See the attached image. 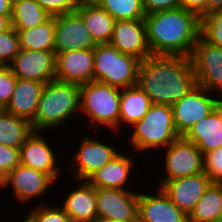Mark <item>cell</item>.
Instances as JSON below:
<instances>
[{
	"label": "cell",
	"mask_w": 222,
	"mask_h": 222,
	"mask_svg": "<svg viewBox=\"0 0 222 222\" xmlns=\"http://www.w3.org/2000/svg\"><path fill=\"white\" fill-rule=\"evenodd\" d=\"M138 86L152 104L172 106L197 85L188 56L151 55L140 62Z\"/></svg>",
	"instance_id": "1"
},
{
	"label": "cell",
	"mask_w": 222,
	"mask_h": 222,
	"mask_svg": "<svg viewBox=\"0 0 222 222\" xmlns=\"http://www.w3.org/2000/svg\"><path fill=\"white\" fill-rule=\"evenodd\" d=\"M147 41L152 55L188 56L200 36V18L183 8L146 14Z\"/></svg>",
	"instance_id": "2"
},
{
	"label": "cell",
	"mask_w": 222,
	"mask_h": 222,
	"mask_svg": "<svg viewBox=\"0 0 222 222\" xmlns=\"http://www.w3.org/2000/svg\"><path fill=\"white\" fill-rule=\"evenodd\" d=\"M79 113V85L54 79L43 88L31 126L33 131L60 130L71 118L77 120L74 117L75 114L78 117Z\"/></svg>",
	"instance_id": "3"
},
{
	"label": "cell",
	"mask_w": 222,
	"mask_h": 222,
	"mask_svg": "<svg viewBox=\"0 0 222 222\" xmlns=\"http://www.w3.org/2000/svg\"><path fill=\"white\" fill-rule=\"evenodd\" d=\"M131 131L127 141L134 154L136 151L150 153L154 149L162 151L180 137L174 124L172 108L168 105L152 104L143 118L131 127Z\"/></svg>",
	"instance_id": "4"
},
{
	"label": "cell",
	"mask_w": 222,
	"mask_h": 222,
	"mask_svg": "<svg viewBox=\"0 0 222 222\" xmlns=\"http://www.w3.org/2000/svg\"><path fill=\"white\" fill-rule=\"evenodd\" d=\"M80 115L89 118L91 128L95 130L107 127L116 133L119 131L121 89L98 81L79 86ZM82 113V114H81ZM93 125V126H92ZM118 130V131H117Z\"/></svg>",
	"instance_id": "5"
},
{
	"label": "cell",
	"mask_w": 222,
	"mask_h": 222,
	"mask_svg": "<svg viewBox=\"0 0 222 222\" xmlns=\"http://www.w3.org/2000/svg\"><path fill=\"white\" fill-rule=\"evenodd\" d=\"M141 60L121 53L109 43L94 47V77L98 81L120 89L134 86L138 82Z\"/></svg>",
	"instance_id": "6"
},
{
	"label": "cell",
	"mask_w": 222,
	"mask_h": 222,
	"mask_svg": "<svg viewBox=\"0 0 222 222\" xmlns=\"http://www.w3.org/2000/svg\"><path fill=\"white\" fill-rule=\"evenodd\" d=\"M163 166L164 176L159 179L158 187H161L166 181L192 176L204 172L203 168V153L200 149L190 141H187L183 136L175 139L167 147H165ZM161 180V181H160Z\"/></svg>",
	"instance_id": "7"
},
{
	"label": "cell",
	"mask_w": 222,
	"mask_h": 222,
	"mask_svg": "<svg viewBox=\"0 0 222 222\" xmlns=\"http://www.w3.org/2000/svg\"><path fill=\"white\" fill-rule=\"evenodd\" d=\"M91 136V137H90ZM81 140V141H80ZM79 140L78 150L74 151L72 161L68 166L73 171L74 180H88V178L105 164L113 160L120 152L110 142L100 141L92 135H83Z\"/></svg>",
	"instance_id": "8"
},
{
	"label": "cell",
	"mask_w": 222,
	"mask_h": 222,
	"mask_svg": "<svg viewBox=\"0 0 222 222\" xmlns=\"http://www.w3.org/2000/svg\"><path fill=\"white\" fill-rule=\"evenodd\" d=\"M217 105L215 92L199 85L193 87L171 106L174 124L179 136H184L196 122L207 117Z\"/></svg>",
	"instance_id": "9"
},
{
	"label": "cell",
	"mask_w": 222,
	"mask_h": 222,
	"mask_svg": "<svg viewBox=\"0 0 222 222\" xmlns=\"http://www.w3.org/2000/svg\"><path fill=\"white\" fill-rule=\"evenodd\" d=\"M55 184L48 174L20 164L0 181V189L11 188L13 199L25 204L38 197L42 198Z\"/></svg>",
	"instance_id": "10"
},
{
	"label": "cell",
	"mask_w": 222,
	"mask_h": 222,
	"mask_svg": "<svg viewBox=\"0 0 222 222\" xmlns=\"http://www.w3.org/2000/svg\"><path fill=\"white\" fill-rule=\"evenodd\" d=\"M190 59L197 85L217 93L222 87V48L199 36Z\"/></svg>",
	"instance_id": "11"
},
{
	"label": "cell",
	"mask_w": 222,
	"mask_h": 222,
	"mask_svg": "<svg viewBox=\"0 0 222 222\" xmlns=\"http://www.w3.org/2000/svg\"><path fill=\"white\" fill-rule=\"evenodd\" d=\"M139 192L113 188H96L98 218L115 222H138Z\"/></svg>",
	"instance_id": "12"
},
{
	"label": "cell",
	"mask_w": 222,
	"mask_h": 222,
	"mask_svg": "<svg viewBox=\"0 0 222 222\" xmlns=\"http://www.w3.org/2000/svg\"><path fill=\"white\" fill-rule=\"evenodd\" d=\"M45 132L33 131L21 146V165L48 174L55 182L60 178V161L56 157L57 151L52 147L44 135ZM56 151V152H55ZM61 172V173H60Z\"/></svg>",
	"instance_id": "13"
},
{
	"label": "cell",
	"mask_w": 222,
	"mask_h": 222,
	"mask_svg": "<svg viewBox=\"0 0 222 222\" xmlns=\"http://www.w3.org/2000/svg\"><path fill=\"white\" fill-rule=\"evenodd\" d=\"M9 66L17 79L46 84L55 79L56 53L21 48Z\"/></svg>",
	"instance_id": "14"
},
{
	"label": "cell",
	"mask_w": 222,
	"mask_h": 222,
	"mask_svg": "<svg viewBox=\"0 0 222 222\" xmlns=\"http://www.w3.org/2000/svg\"><path fill=\"white\" fill-rule=\"evenodd\" d=\"M94 48L56 54L55 80L83 85L93 81Z\"/></svg>",
	"instance_id": "15"
},
{
	"label": "cell",
	"mask_w": 222,
	"mask_h": 222,
	"mask_svg": "<svg viewBox=\"0 0 222 222\" xmlns=\"http://www.w3.org/2000/svg\"><path fill=\"white\" fill-rule=\"evenodd\" d=\"M96 45L82 17L76 11L55 17L54 52L56 54L94 48Z\"/></svg>",
	"instance_id": "16"
},
{
	"label": "cell",
	"mask_w": 222,
	"mask_h": 222,
	"mask_svg": "<svg viewBox=\"0 0 222 222\" xmlns=\"http://www.w3.org/2000/svg\"><path fill=\"white\" fill-rule=\"evenodd\" d=\"M109 44L121 53L132 55L141 61L152 55L144 19L115 21Z\"/></svg>",
	"instance_id": "17"
},
{
	"label": "cell",
	"mask_w": 222,
	"mask_h": 222,
	"mask_svg": "<svg viewBox=\"0 0 222 222\" xmlns=\"http://www.w3.org/2000/svg\"><path fill=\"white\" fill-rule=\"evenodd\" d=\"M155 191L153 194L139 193L138 222H188V215L170 200L161 187Z\"/></svg>",
	"instance_id": "18"
},
{
	"label": "cell",
	"mask_w": 222,
	"mask_h": 222,
	"mask_svg": "<svg viewBox=\"0 0 222 222\" xmlns=\"http://www.w3.org/2000/svg\"><path fill=\"white\" fill-rule=\"evenodd\" d=\"M212 183L209 177L201 172L168 180L161 186V189L180 210L189 215Z\"/></svg>",
	"instance_id": "19"
},
{
	"label": "cell",
	"mask_w": 222,
	"mask_h": 222,
	"mask_svg": "<svg viewBox=\"0 0 222 222\" xmlns=\"http://www.w3.org/2000/svg\"><path fill=\"white\" fill-rule=\"evenodd\" d=\"M132 153L120 152L113 160L105 164L101 169L94 172L88 182L95 188H113L131 190L128 187L133 173V167L137 168ZM134 160V161H133Z\"/></svg>",
	"instance_id": "20"
},
{
	"label": "cell",
	"mask_w": 222,
	"mask_h": 222,
	"mask_svg": "<svg viewBox=\"0 0 222 222\" xmlns=\"http://www.w3.org/2000/svg\"><path fill=\"white\" fill-rule=\"evenodd\" d=\"M76 182L77 188L69 190L60 206L75 222H95L98 218L96 188L87 180Z\"/></svg>",
	"instance_id": "21"
},
{
	"label": "cell",
	"mask_w": 222,
	"mask_h": 222,
	"mask_svg": "<svg viewBox=\"0 0 222 222\" xmlns=\"http://www.w3.org/2000/svg\"><path fill=\"white\" fill-rule=\"evenodd\" d=\"M183 137L193 142L203 154L222 147V106L217 105L207 117L196 122Z\"/></svg>",
	"instance_id": "22"
},
{
	"label": "cell",
	"mask_w": 222,
	"mask_h": 222,
	"mask_svg": "<svg viewBox=\"0 0 222 222\" xmlns=\"http://www.w3.org/2000/svg\"><path fill=\"white\" fill-rule=\"evenodd\" d=\"M44 86L45 83L42 82L17 79L11 101L5 110L9 114L22 117L31 123L34 120Z\"/></svg>",
	"instance_id": "23"
},
{
	"label": "cell",
	"mask_w": 222,
	"mask_h": 222,
	"mask_svg": "<svg viewBox=\"0 0 222 222\" xmlns=\"http://www.w3.org/2000/svg\"><path fill=\"white\" fill-rule=\"evenodd\" d=\"M75 11L82 17L96 44L109 43L115 20L108 12L93 0H82Z\"/></svg>",
	"instance_id": "24"
},
{
	"label": "cell",
	"mask_w": 222,
	"mask_h": 222,
	"mask_svg": "<svg viewBox=\"0 0 222 222\" xmlns=\"http://www.w3.org/2000/svg\"><path fill=\"white\" fill-rule=\"evenodd\" d=\"M151 105L150 98L138 84L121 89L119 131H122V126L128 129L140 121Z\"/></svg>",
	"instance_id": "25"
},
{
	"label": "cell",
	"mask_w": 222,
	"mask_h": 222,
	"mask_svg": "<svg viewBox=\"0 0 222 222\" xmlns=\"http://www.w3.org/2000/svg\"><path fill=\"white\" fill-rule=\"evenodd\" d=\"M32 132L28 120L0 109V144L20 149Z\"/></svg>",
	"instance_id": "26"
},
{
	"label": "cell",
	"mask_w": 222,
	"mask_h": 222,
	"mask_svg": "<svg viewBox=\"0 0 222 222\" xmlns=\"http://www.w3.org/2000/svg\"><path fill=\"white\" fill-rule=\"evenodd\" d=\"M20 48L37 51H54L55 17L27 30H16Z\"/></svg>",
	"instance_id": "27"
},
{
	"label": "cell",
	"mask_w": 222,
	"mask_h": 222,
	"mask_svg": "<svg viewBox=\"0 0 222 222\" xmlns=\"http://www.w3.org/2000/svg\"><path fill=\"white\" fill-rule=\"evenodd\" d=\"M221 209L222 183H212L188 215V222H217Z\"/></svg>",
	"instance_id": "28"
},
{
	"label": "cell",
	"mask_w": 222,
	"mask_h": 222,
	"mask_svg": "<svg viewBox=\"0 0 222 222\" xmlns=\"http://www.w3.org/2000/svg\"><path fill=\"white\" fill-rule=\"evenodd\" d=\"M50 17L36 0H13L11 22L15 30L33 28Z\"/></svg>",
	"instance_id": "29"
},
{
	"label": "cell",
	"mask_w": 222,
	"mask_h": 222,
	"mask_svg": "<svg viewBox=\"0 0 222 222\" xmlns=\"http://www.w3.org/2000/svg\"><path fill=\"white\" fill-rule=\"evenodd\" d=\"M115 21L142 20L146 16L143 0H93Z\"/></svg>",
	"instance_id": "30"
},
{
	"label": "cell",
	"mask_w": 222,
	"mask_h": 222,
	"mask_svg": "<svg viewBox=\"0 0 222 222\" xmlns=\"http://www.w3.org/2000/svg\"><path fill=\"white\" fill-rule=\"evenodd\" d=\"M200 36L211 45L222 48V10L212 11L200 19Z\"/></svg>",
	"instance_id": "31"
},
{
	"label": "cell",
	"mask_w": 222,
	"mask_h": 222,
	"mask_svg": "<svg viewBox=\"0 0 222 222\" xmlns=\"http://www.w3.org/2000/svg\"><path fill=\"white\" fill-rule=\"evenodd\" d=\"M42 203L31 208L30 213L26 215L31 222H75L60 205L47 206L48 202Z\"/></svg>",
	"instance_id": "32"
},
{
	"label": "cell",
	"mask_w": 222,
	"mask_h": 222,
	"mask_svg": "<svg viewBox=\"0 0 222 222\" xmlns=\"http://www.w3.org/2000/svg\"><path fill=\"white\" fill-rule=\"evenodd\" d=\"M20 49L19 36L13 27L0 32V65L9 66Z\"/></svg>",
	"instance_id": "33"
},
{
	"label": "cell",
	"mask_w": 222,
	"mask_h": 222,
	"mask_svg": "<svg viewBox=\"0 0 222 222\" xmlns=\"http://www.w3.org/2000/svg\"><path fill=\"white\" fill-rule=\"evenodd\" d=\"M203 168L213 183H222V147L203 154Z\"/></svg>",
	"instance_id": "34"
},
{
	"label": "cell",
	"mask_w": 222,
	"mask_h": 222,
	"mask_svg": "<svg viewBox=\"0 0 222 222\" xmlns=\"http://www.w3.org/2000/svg\"><path fill=\"white\" fill-rule=\"evenodd\" d=\"M17 82L10 66L0 65V109L10 103Z\"/></svg>",
	"instance_id": "35"
},
{
	"label": "cell",
	"mask_w": 222,
	"mask_h": 222,
	"mask_svg": "<svg viewBox=\"0 0 222 222\" xmlns=\"http://www.w3.org/2000/svg\"><path fill=\"white\" fill-rule=\"evenodd\" d=\"M41 8L51 17L74 12L82 0H36Z\"/></svg>",
	"instance_id": "36"
},
{
	"label": "cell",
	"mask_w": 222,
	"mask_h": 222,
	"mask_svg": "<svg viewBox=\"0 0 222 222\" xmlns=\"http://www.w3.org/2000/svg\"><path fill=\"white\" fill-rule=\"evenodd\" d=\"M21 164V151L0 144V181L15 167Z\"/></svg>",
	"instance_id": "37"
},
{
	"label": "cell",
	"mask_w": 222,
	"mask_h": 222,
	"mask_svg": "<svg viewBox=\"0 0 222 222\" xmlns=\"http://www.w3.org/2000/svg\"><path fill=\"white\" fill-rule=\"evenodd\" d=\"M146 14L180 8V0H143Z\"/></svg>",
	"instance_id": "38"
},
{
	"label": "cell",
	"mask_w": 222,
	"mask_h": 222,
	"mask_svg": "<svg viewBox=\"0 0 222 222\" xmlns=\"http://www.w3.org/2000/svg\"><path fill=\"white\" fill-rule=\"evenodd\" d=\"M180 8L194 13L201 19L206 15V0H180Z\"/></svg>",
	"instance_id": "39"
},
{
	"label": "cell",
	"mask_w": 222,
	"mask_h": 222,
	"mask_svg": "<svg viewBox=\"0 0 222 222\" xmlns=\"http://www.w3.org/2000/svg\"><path fill=\"white\" fill-rule=\"evenodd\" d=\"M13 0H0V15H12Z\"/></svg>",
	"instance_id": "40"
},
{
	"label": "cell",
	"mask_w": 222,
	"mask_h": 222,
	"mask_svg": "<svg viewBox=\"0 0 222 222\" xmlns=\"http://www.w3.org/2000/svg\"><path fill=\"white\" fill-rule=\"evenodd\" d=\"M222 10V0H206V14Z\"/></svg>",
	"instance_id": "41"
},
{
	"label": "cell",
	"mask_w": 222,
	"mask_h": 222,
	"mask_svg": "<svg viewBox=\"0 0 222 222\" xmlns=\"http://www.w3.org/2000/svg\"><path fill=\"white\" fill-rule=\"evenodd\" d=\"M12 15H0V32L9 30L12 27Z\"/></svg>",
	"instance_id": "42"
},
{
	"label": "cell",
	"mask_w": 222,
	"mask_h": 222,
	"mask_svg": "<svg viewBox=\"0 0 222 222\" xmlns=\"http://www.w3.org/2000/svg\"><path fill=\"white\" fill-rule=\"evenodd\" d=\"M218 92L219 93H216L217 94L216 96H217L218 105L222 106V87L220 88V90Z\"/></svg>",
	"instance_id": "43"
},
{
	"label": "cell",
	"mask_w": 222,
	"mask_h": 222,
	"mask_svg": "<svg viewBox=\"0 0 222 222\" xmlns=\"http://www.w3.org/2000/svg\"><path fill=\"white\" fill-rule=\"evenodd\" d=\"M95 222H115V221L107 218H97Z\"/></svg>",
	"instance_id": "44"
},
{
	"label": "cell",
	"mask_w": 222,
	"mask_h": 222,
	"mask_svg": "<svg viewBox=\"0 0 222 222\" xmlns=\"http://www.w3.org/2000/svg\"><path fill=\"white\" fill-rule=\"evenodd\" d=\"M217 222H222V209H221V212L219 214V217H218V221Z\"/></svg>",
	"instance_id": "45"
},
{
	"label": "cell",
	"mask_w": 222,
	"mask_h": 222,
	"mask_svg": "<svg viewBox=\"0 0 222 222\" xmlns=\"http://www.w3.org/2000/svg\"><path fill=\"white\" fill-rule=\"evenodd\" d=\"M22 222H31V220L27 217V216H25V218H23V220H21Z\"/></svg>",
	"instance_id": "46"
}]
</instances>
